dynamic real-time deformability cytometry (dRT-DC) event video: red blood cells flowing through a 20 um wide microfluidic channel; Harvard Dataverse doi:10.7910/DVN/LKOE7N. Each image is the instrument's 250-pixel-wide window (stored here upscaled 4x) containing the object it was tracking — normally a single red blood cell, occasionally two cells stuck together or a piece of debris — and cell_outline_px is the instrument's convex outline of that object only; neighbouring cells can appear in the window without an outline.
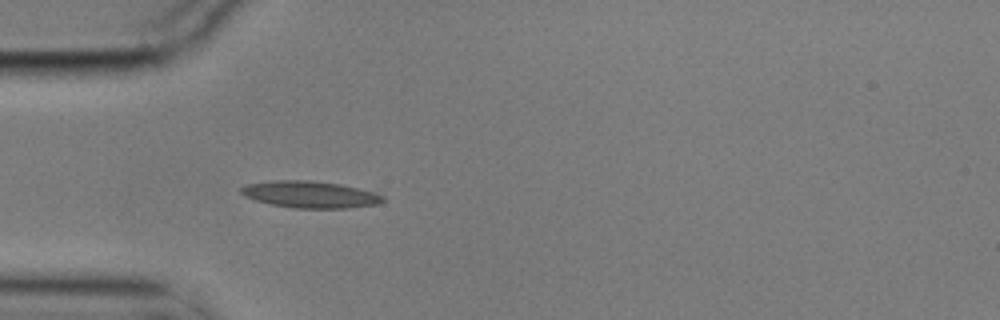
{"species": "common noctule bat (a hibernating species)", "species_latin": "Nyctalus noctula", "temperature_condition": "cold", "stored_images_in_passage": 23, "camera_frame_rate_fps": 3000, "um_per_image_px": 0.085, "animal": {"sex": "male", "body_mass_g": 17.9}, "frame": {"image": 1, "passage_image": 16, "time_ms": 5.0, "image_size_px": [1000, 320], "cell_outline_px": [[384, 200], [376, 204], [348, 208], [296, 208], [272, 204], [256, 200], [244, 196], [240, 192], [240, 188], [248, 184], [272, 180], [308, 180], [340, 184], [376, 192], [384, 196]], "centroid_in_image_um": [26.36, 16.52], "position_along_channel_um": 58.6, "area_um2": 22.02}}
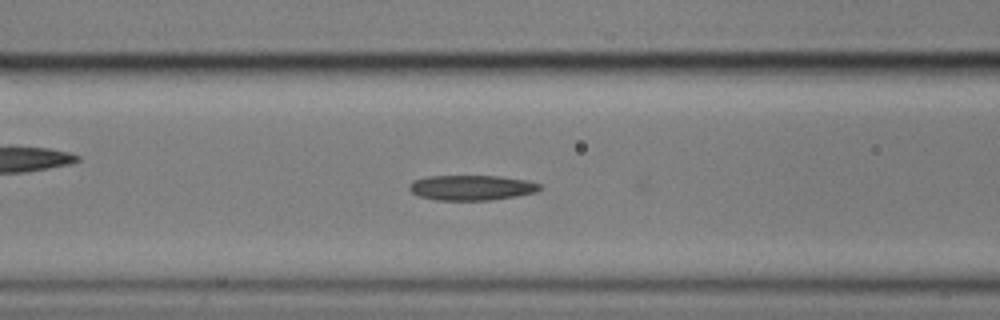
{"frame": {"image": 2, "passage_image": 22, "time_ms": 7.0, "image_size_px": [1000, 320], "cell_outline_px": [[544, 188], [536, 192], [516, 196], [492, 200], [436, 200], [420, 196], [412, 192], [408, 188], [408, 184], [412, 180], [424, 176], [500, 176], [528, 180], [540, 184]], "centroid_in_image_um": [40.08, 15.94], "position_along_channel_um": 126.5, "area_um2": 19.36}}